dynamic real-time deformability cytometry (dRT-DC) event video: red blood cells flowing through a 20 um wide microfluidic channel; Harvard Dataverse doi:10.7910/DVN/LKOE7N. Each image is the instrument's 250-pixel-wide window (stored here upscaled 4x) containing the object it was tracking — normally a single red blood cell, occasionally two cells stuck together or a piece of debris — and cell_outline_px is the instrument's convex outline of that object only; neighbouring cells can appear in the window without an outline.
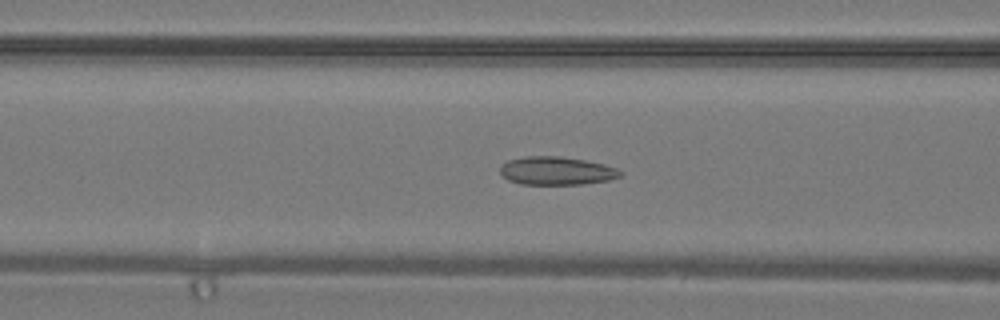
{"species": "common noctule bat (a hibernating species)", "species_latin": "Nyctalus noctula", "temperature_condition": "warm", "stored_images_in_passage": 41, "camera_frame_rate_fps": 3000, "um_per_image_px": 0.085, "animal": {"sex": "male", "body_mass_g": 19.2, "forearm_length_mm": 51.8}, "frame": {"image": 1, "passage_image": 17, "time_ms": 5.333, "image_size_px": [1000, 320], "cell_outline_px": [[624, 172], [620, 176], [608, 180], [580, 184], [520, 184], [508, 180], [500, 172], [500, 164], [508, 160], [524, 156], [560, 156], [584, 160], [604, 164], [616, 168]], "centroid_in_image_um": [47.28, 14.51], "position_along_channel_um": 119.3, "area_um2": 19.77}}
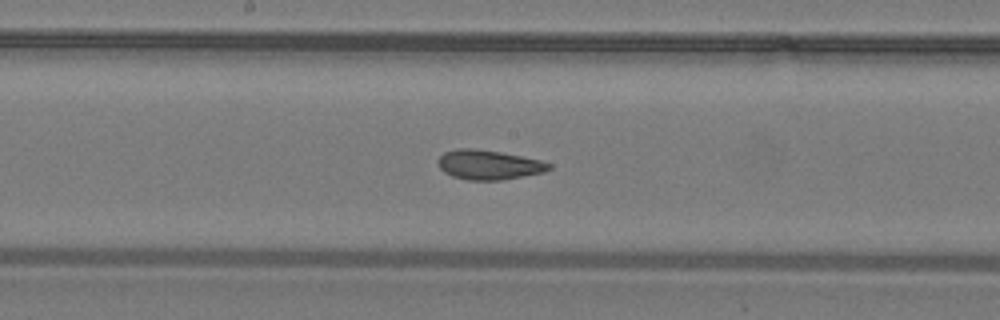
{"frame": {"image": 2, "passage_image": 22, "time_ms": 7.0, "image_size_px": [1000, 320], "cell_outline_px": [[552, 168], [544, 172], [504, 180], [468, 180], [452, 176], [444, 172], [440, 168], [436, 160], [444, 152], [460, 148], [472, 148], [500, 152], [540, 160], [552, 164]], "centroid_in_image_um": [41.53, 14.01], "position_along_channel_um": 206.7, "area_um2": 19.13}}
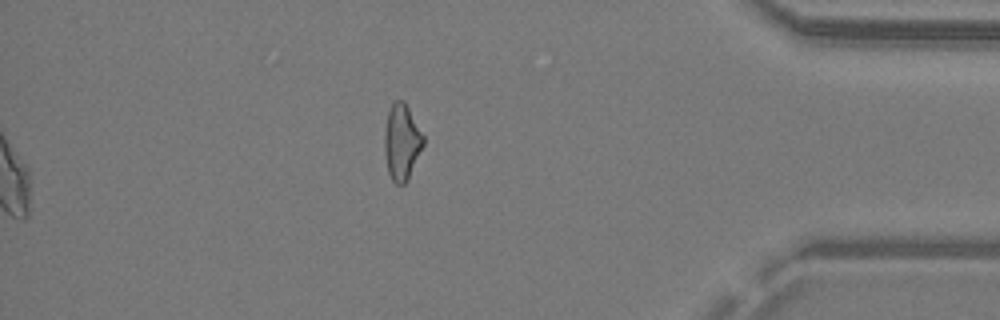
{"frame": {"image": 3, "passage_image": 41, "time_ms": 13.333, "image_size_px": [1000, 320], "cell_outline_px": [[424, 144], [408, 180], [404, 184], [396, 184], [392, 180], [388, 172], [384, 152], [384, 132], [388, 112], [392, 104], [396, 100], [404, 100], [424, 136]], "centroid_in_image_um": [34.14, 12.09], "position_along_channel_um": 401.1, "area_um2": 17.22}}